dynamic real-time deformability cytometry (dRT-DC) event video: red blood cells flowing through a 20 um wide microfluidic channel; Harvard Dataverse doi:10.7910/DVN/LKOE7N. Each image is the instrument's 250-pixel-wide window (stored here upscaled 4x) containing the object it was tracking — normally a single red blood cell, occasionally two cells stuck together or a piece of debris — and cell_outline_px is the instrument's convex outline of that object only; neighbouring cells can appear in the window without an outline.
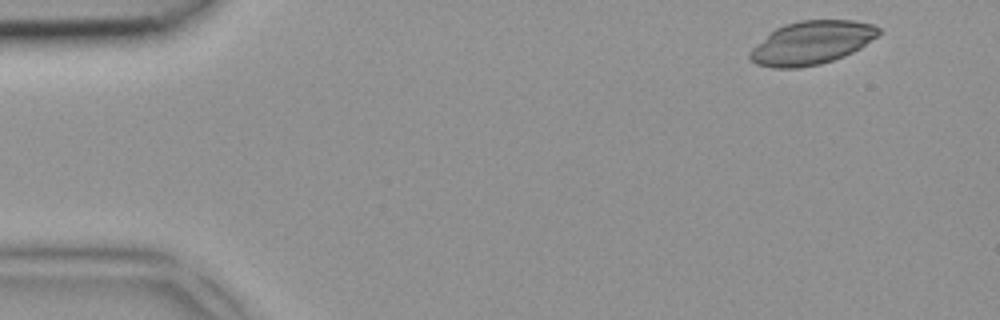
{"species": "common noctule bat (a hibernating species)", "species_latin": "Nyctalus noctula", "temperature_condition": "room temperature", "stored_images_in_passage": 4, "camera_frame_rate_fps": 3000, "um_per_image_px": 0.085, "animal": {"sex": "female", "body_mass_g": 18.4}, "frame": {"image": 1, "passage_image": 1, "time_ms": 0.0, "image_size_px": [1000, 320], "cell_outline_px": [[880, 32], [876, 36], [860, 48], [844, 56], [820, 64], [800, 68], [772, 68], [756, 64], [748, 56], [748, 52], [756, 44], [776, 28], [784, 24], [800, 20], [852, 20], [872, 24], [880, 28]], "centroid_in_image_um": [68.96, 3.64], "position_along_channel_um": 16.0, "area_um2": 32.43}}